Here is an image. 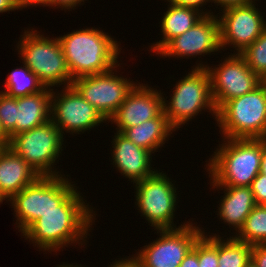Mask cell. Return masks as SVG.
I'll return each mask as SVG.
<instances>
[{
  "label": "cell",
  "mask_w": 266,
  "mask_h": 267,
  "mask_svg": "<svg viewBox=\"0 0 266 267\" xmlns=\"http://www.w3.org/2000/svg\"><path fill=\"white\" fill-rule=\"evenodd\" d=\"M80 194L76 187L56 210L42 214L22 234L25 240L50 253L73 243L82 246L97 214Z\"/></svg>",
  "instance_id": "cell-1"
},
{
  "label": "cell",
  "mask_w": 266,
  "mask_h": 267,
  "mask_svg": "<svg viewBox=\"0 0 266 267\" xmlns=\"http://www.w3.org/2000/svg\"><path fill=\"white\" fill-rule=\"evenodd\" d=\"M57 38L73 80L105 73L118 65L121 44L98 28H82Z\"/></svg>",
  "instance_id": "cell-2"
},
{
  "label": "cell",
  "mask_w": 266,
  "mask_h": 267,
  "mask_svg": "<svg viewBox=\"0 0 266 267\" xmlns=\"http://www.w3.org/2000/svg\"><path fill=\"white\" fill-rule=\"evenodd\" d=\"M222 139L225 143L219 144L206 164L210 184L250 187L260 172L262 139Z\"/></svg>",
  "instance_id": "cell-3"
},
{
  "label": "cell",
  "mask_w": 266,
  "mask_h": 267,
  "mask_svg": "<svg viewBox=\"0 0 266 267\" xmlns=\"http://www.w3.org/2000/svg\"><path fill=\"white\" fill-rule=\"evenodd\" d=\"M24 30L17 43L22 63L39 78L45 87L71 86L73 79L58 38L41 35L37 30Z\"/></svg>",
  "instance_id": "cell-4"
},
{
  "label": "cell",
  "mask_w": 266,
  "mask_h": 267,
  "mask_svg": "<svg viewBox=\"0 0 266 267\" xmlns=\"http://www.w3.org/2000/svg\"><path fill=\"white\" fill-rule=\"evenodd\" d=\"M220 133L229 139L266 138V89L253 91L227 101L218 111Z\"/></svg>",
  "instance_id": "cell-5"
},
{
  "label": "cell",
  "mask_w": 266,
  "mask_h": 267,
  "mask_svg": "<svg viewBox=\"0 0 266 267\" xmlns=\"http://www.w3.org/2000/svg\"><path fill=\"white\" fill-rule=\"evenodd\" d=\"M73 182L61 176H39L32 184L15 194L10 204L15 212L16 227L23 234L42 214L57 207L76 189Z\"/></svg>",
  "instance_id": "cell-6"
},
{
  "label": "cell",
  "mask_w": 266,
  "mask_h": 267,
  "mask_svg": "<svg viewBox=\"0 0 266 267\" xmlns=\"http://www.w3.org/2000/svg\"><path fill=\"white\" fill-rule=\"evenodd\" d=\"M170 101L164 98L163 108L169 125L176 131L202 110L217 119V109L211 94V80L206 67H195L179 80Z\"/></svg>",
  "instance_id": "cell-7"
},
{
  "label": "cell",
  "mask_w": 266,
  "mask_h": 267,
  "mask_svg": "<svg viewBox=\"0 0 266 267\" xmlns=\"http://www.w3.org/2000/svg\"><path fill=\"white\" fill-rule=\"evenodd\" d=\"M63 137L59 128L50 120L44 125L13 136L7 146L23 158L39 176H61L54 168V163L63 151Z\"/></svg>",
  "instance_id": "cell-8"
},
{
  "label": "cell",
  "mask_w": 266,
  "mask_h": 267,
  "mask_svg": "<svg viewBox=\"0 0 266 267\" xmlns=\"http://www.w3.org/2000/svg\"><path fill=\"white\" fill-rule=\"evenodd\" d=\"M167 177L166 173L156 171L150 177L135 183V205L141 212V216L146 217L148 223L154 230L176 229L187 225L176 227L173 222L174 212L177 208V189Z\"/></svg>",
  "instance_id": "cell-9"
},
{
  "label": "cell",
  "mask_w": 266,
  "mask_h": 267,
  "mask_svg": "<svg viewBox=\"0 0 266 267\" xmlns=\"http://www.w3.org/2000/svg\"><path fill=\"white\" fill-rule=\"evenodd\" d=\"M160 237L135 253L139 267H179L205 232L193 223L176 229L156 230Z\"/></svg>",
  "instance_id": "cell-10"
},
{
  "label": "cell",
  "mask_w": 266,
  "mask_h": 267,
  "mask_svg": "<svg viewBox=\"0 0 266 267\" xmlns=\"http://www.w3.org/2000/svg\"><path fill=\"white\" fill-rule=\"evenodd\" d=\"M198 63L195 67H206L211 80V94L217 111L229 100L253 91L261 84L241 54L234 53L225 57L223 63L215 68Z\"/></svg>",
  "instance_id": "cell-11"
},
{
  "label": "cell",
  "mask_w": 266,
  "mask_h": 267,
  "mask_svg": "<svg viewBox=\"0 0 266 267\" xmlns=\"http://www.w3.org/2000/svg\"><path fill=\"white\" fill-rule=\"evenodd\" d=\"M118 66L119 63L108 72L79 77L72 82V86L107 122L137 84L114 73Z\"/></svg>",
  "instance_id": "cell-12"
},
{
  "label": "cell",
  "mask_w": 266,
  "mask_h": 267,
  "mask_svg": "<svg viewBox=\"0 0 266 267\" xmlns=\"http://www.w3.org/2000/svg\"><path fill=\"white\" fill-rule=\"evenodd\" d=\"M51 94V121L61 134H80L90 130L106 120L102 115L71 85L59 93ZM74 133V134H73Z\"/></svg>",
  "instance_id": "cell-13"
},
{
  "label": "cell",
  "mask_w": 266,
  "mask_h": 267,
  "mask_svg": "<svg viewBox=\"0 0 266 267\" xmlns=\"http://www.w3.org/2000/svg\"><path fill=\"white\" fill-rule=\"evenodd\" d=\"M255 3L219 12L222 14L218 17L221 50L231 45L240 54L261 35L266 21Z\"/></svg>",
  "instance_id": "cell-14"
},
{
  "label": "cell",
  "mask_w": 266,
  "mask_h": 267,
  "mask_svg": "<svg viewBox=\"0 0 266 267\" xmlns=\"http://www.w3.org/2000/svg\"><path fill=\"white\" fill-rule=\"evenodd\" d=\"M219 50L221 46L218 15L211 14L204 15L189 30L172 39L158 55L163 58H189L209 55Z\"/></svg>",
  "instance_id": "cell-15"
},
{
  "label": "cell",
  "mask_w": 266,
  "mask_h": 267,
  "mask_svg": "<svg viewBox=\"0 0 266 267\" xmlns=\"http://www.w3.org/2000/svg\"><path fill=\"white\" fill-rule=\"evenodd\" d=\"M163 101L161 91L154 90L148 84L138 83L108 121L116 123V131L121 133L126 128L157 118L164 111Z\"/></svg>",
  "instance_id": "cell-16"
},
{
  "label": "cell",
  "mask_w": 266,
  "mask_h": 267,
  "mask_svg": "<svg viewBox=\"0 0 266 267\" xmlns=\"http://www.w3.org/2000/svg\"><path fill=\"white\" fill-rule=\"evenodd\" d=\"M112 145L114 148L111 153L112 164L133 184L150 177L157 171L151 167L152 153L135 145L120 132L115 133Z\"/></svg>",
  "instance_id": "cell-17"
},
{
  "label": "cell",
  "mask_w": 266,
  "mask_h": 267,
  "mask_svg": "<svg viewBox=\"0 0 266 267\" xmlns=\"http://www.w3.org/2000/svg\"><path fill=\"white\" fill-rule=\"evenodd\" d=\"M38 177V173L8 146L1 150L0 191L9 200Z\"/></svg>",
  "instance_id": "cell-18"
},
{
  "label": "cell",
  "mask_w": 266,
  "mask_h": 267,
  "mask_svg": "<svg viewBox=\"0 0 266 267\" xmlns=\"http://www.w3.org/2000/svg\"><path fill=\"white\" fill-rule=\"evenodd\" d=\"M212 188L224 190L218 213L221 221L236 230V234L243 227L244 222L250 212L257 205L250 187L240 186H220L212 185Z\"/></svg>",
  "instance_id": "cell-19"
},
{
  "label": "cell",
  "mask_w": 266,
  "mask_h": 267,
  "mask_svg": "<svg viewBox=\"0 0 266 267\" xmlns=\"http://www.w3.org/2000/svg\"><path fill=\"white\" fill-rule=\"evenodd\" d=\"M52 89L17 98L16 135L46 124L51 120Z\"/></svg>",
  "instance_id": "cell-20"
},
{
  "label": "cell",
  "mask_w": 266,
  "mask_h": 267,
  "mask_svg": "<svg viewBox=\"0 0 266 267\" xmlns=\"http://www.w3.org/2000/svg\"><path fill=\"white\" fill-rule=\"evenodd\" d=\"M175 130L169 125L164 111L157 117L140 125L124 129L121 134L152 154L165 144Z\"/></svg>",
  "instance_id": "cell-21"
},
{
  "label": "cell",
  "mask_w": 266,
  "mask_h": 267,
  "mask_svg": "<svg viewBox=\"0 0 266 267\" xmlns=\"http://www.w3.org/2000/svg\"><path fill=\"white\" fill-rule=\"evenodd\" d=\"M203 16L197 9L169 3L160 23L163 38L150 46L152 52L158 54L172 39L189 30Z\"/></svg>",
  "instance_id": "cell-22"
},
{
  "label": "cell",
  "mask_w": 266,
  "mask_h": 267,
  "mask_svg": "<svg viewBox=\"0 0 266 267\" xmlns=\"http://www.w3.org/2000/svg\"><path fill=\"white\" fill-rule=\"evenodd\" d=\"M5 81V90L0 92L12 98L39 93L46 88L24 63L23 67L12 70Z\"/></svg>",
  "instance_id": "cell-23"
},
{
  "label": "cell",
  "mask_w": 266,
  "mask_h": 267,
  "mask_svg": "<svg viewBox=\"0 0 266 267\" xmlns=\"http://www.w3.org/2000/svg\"><path fill=\"white\" fill-rule=\"evenodd\" d=\"M218 236V267H245L251 260L252 245L229 237Z\"/></svg>",
  "instance_id": "cell-24"
},
{
  "label": "cell",
  "mask_w": 266,
  "mask_h": 267,
  "mask_svg": "<svg viewBox=\"0 0 266 267\" xmlns=\"http://www.w3.org/2000/svg\"><path fill=\"white\" fill-rule=\"evenodd\" d=\"M233 236L252 246L266 244V205H256L238 234Z\"/></svg>",
  "instance_id": "cell-25"
},
{
  "label": "cell",
  "mask_w": 266,
  "mask_h": 267,
  "mask_svg": "<svg viewBox=\"0 0 266 267\" xmlns=\"http://www.w3.org/2000/svg\"><path fill=\"white\" fill-rule=\"evenodd\" d=\"M247 66L260 78L266 74V28L243 52Z\"/></svg>",
  "instance_id": "cell-26"
},
{
  "label": "cell",
  "mask_w": 266,
  "mask_h": 267,
  "mask_svg": "<svg viewBox=\"0 0 266 267\" xmlns=\"http://www.w3.org/2000/svg\"><path fill=\"white\" fill-rule=\"evenodd\" d=\"M17 98H12L0 92V121L3 126V144L16 135Z\"/></svg>",
  "instance_id": "cell-27"
},
{
  "label": "cell",
  "mask_w": 266,
  "mask_h": 267,
  "mask_svg": "<svg viewBox=\"0 0 266 267\" xmlns=\"http://www.w3.org/2000/svg\"><path fill=\"white\" fill-rule=\"evenodd\" d=\"M199 267H218V236L203 233L198 238Z\"/></svg>",
  "instance_id": "cell-28"
},
{
  "label": "cell",
  "mask_w": 266,
  "mask_h": 267,
  "mask_svg": "<svg viewBox=\"0 0 266 267\" xmlns=\"http://www.w3.org/2000/svg\"><path fill=\"white\" fill-rule=\"evenodd\" d=\"M257 205H266V175L259 172L250 185Z\"/></svg>",
  "instance_id": "cell-29"
},
{
  "label": "cell",
  "mask_w": 266,
  "mask_h": 267,
  "mask_svg": "<svg viewBox=\"0 0 266 267\" xmlns=\"http://www.w3.org/2000/svg\"><path fill=\"white\" fill-rule=\"evenodd\" d=\"M251 260L257 267H266V244L252 246Z\"/></svg>",
  "instance_id": "cell-30"
},
{
  "label": "cell",
  "mask_w": 266,
  "mask_h": 267,
  "mask_svg": "<svg viewBox=\"0 0 266 267\" xmlns=\"http://www.w3.org/2000/svg\"><path fill=\"white\" fill-rule=\"evenodd\" d=\"M166 1H168L169 3L174 4V5L197 9L203 15L214 14L213 12L210 13V11L204 12L203 9H202V11L200 10L202 6L207 4V2L210 3L211 2L210 0H166Z\"/></svg>",
  "instance_id": "cell-31"
},
{
  "label": "cell",
  "mask_w": 266,
  "mask_h": 267,
  "mask_svg": "<svg viewBox=\"0 0 266 267\" xmlns=\"http://www.w3.org/2000/svg\"><path fill=\"white\" fill-rule=\"evenodd\" d=\"M179 267H199L198 262V239L194 243L193 248L184 257Z\"/></svg>",
  "instance_id": "cell-32"
},
{
  "label": "cell",
  "mask_w": 266,
  "mask_h": 267,
  "mask_svg": "<svg viewBox=\"0 0 266 267\" xmlns=\"http://www.w3.org/2000/svg\"><path fill=\"white\" fill-rule=\"evenodd\" d=\"M86 0H49V7L51 8L54 6L60 7L62 10L67 9L70 11V9L74 10L76 6H79L82 2L84 3Z\"/></svg>",
  "instance_id": "cell-33"
},
{
  "label": "cell",
  "mask_w": 266,
  "mask_h": 267,
  "mask_svg": "<svg viewBox=\"0 0 266 267\" xmlns=\"http://www.w3.org/2000/svg\"><path fill=\"white\" fill-rule=\"evenodd\" d=\"M210 1L211 3L217 4V6L220 5L221 9L224 10L229 7L252 4L256 0H210Z\"/></svg>",
  "instance_id": "cell-34"
},
{
  "label": "cell",
  "mask_w": 266,
  "mask_h": 267,
  "mask_svg": "<svg viewBox=\"0 0 266 267\" xmlns=\"http://www.w3.org/2000/svg\"><path fill=\"white\" fill-rule=\"evenodd\" d=\"M16 4L18 6V8L21 10V9H24L26 7H29V6H49V0H16Z\"/></svg>",
  "instance_id": "cell-35"
},
{
  "label": "cell",
  "mask_w": 266,
  "mask_h": 267,
  "mask_svg": "<svg viewBox=\"0 0 266 267\" xmlns=\"http://www.w3.org/2000/svg\"><path fill=\"white\" fill-rule=\"evenodd\" d=\"M128 256V258H121V260H118L113 262L109 267H139L138 262L134 255L132 257Z\"/></svg>",
  "instance_id": "cell-36"
},
{
  "label": "cell",
  "mask_w": 266,
  "mask_h": 267,
  "mask_svg": "<svg viewBox=\"0 0 266 267\" xmlns=\"http://www.w3.org/2000/svg\"><path fill=\"white\" fill-rule=\"evenodd\" d=\"M16 0H0V13L18 10Z\"/></svg>",
  "instance_id": "cell-37"
},
{
  "label": "cell",
  "mask_w": 266,
  "mask_h": 267,
  "mask_svg": "<svg viewBox=\"0 0 266 267\" xmlns=\"http://www.w3.org/2000/svg\"><path fill=\"white\" fill-rule=\"evenodd\" d=\"M260 173L266 175V138H262V159Z\"/></svg>",
  "instance_id": "cell-38"
},
{
  "label": "cell",
  "mask_w": 266,
  "mask_h": 267,
  "mask_svg": "<svg viewBox=\"0 0 266 267\" xmlns=\"http://www.w3.org/2000/svg\"><path fill=\"white\" fill-rule=\"evenodd\" d=\"M57 267H82V265L81 264L80 265L76 264V265L73 266V264H62V265H58Z\"/></svg>",
  "instance_id": "cell-39"
},
{
  "label": "cell",
  "mask_w": 266,
  "mask_h": 267,
  "mask_svg": "<svg viewBox=\"0 0 266 267\" xmlns=\"http://www.w3.org/2000/svg\"><path fill=\"white\" fill-rule=\"evenodd\" d=\"M0 142L3 143V126L1 121H0Z\"/></svg>",
  "instance_id": "cell-40"
},
{
  "label": "cell",
  "mask_w": 266,
  "mask_h": 267,
  "mask_svg": "<svg viewBox=\"0 0 266 267\" xmlns=\"http://www.w3.org/2000/svg\"><path fill=\"white\" fill-rule=\"evenodd\" d=\"M9 201V199L0 191V203H3V201Z\"/></svg>",
  "instance_id": "cell-41"
},
{
  "label": "cell",
  "mask_w": 266,
  "mask_h": 267,
  "mask_svg": "<svg viewBox=\"0 0 266 267\" xmlns=\"http://www.w3.org/2000/svg\"><path fill=\"white\" fill-rule=\"evenodd\" d=\"M261 84L265 87L266 89V74H264L262 77H261Z\"/></svg>",
  "instance_id": "cell-42"
},
{
  "label": "cell",
  "mask_w": 266,
  "mask_h": 267,
  "mask_svg": "<svg viewBox=\"0 0 266 267\" xmlns=\"http://www.w3.org/2000/svg\"><path fill=\"white\" fill-rule=\"evenodd\" d=\"M245 267H257V266L255 265V263L252 260H250Z\"/></svg>",
  "instance_id": "cell-43"
},
{
  "label": "cell",
  "mask_w": 266,
  "mask_h": 267,
  "mask_svg": "<svg viewBox=\"0 0 266 267\" xmlns=\"http://www.w3.org/2000/svg\"><path fill=\"white\" fill-rule=\"evenodd\" d=\"M5 147V145L3 143L0 142V152L1 150Z\"/></svg>",
  "instance_id": "cell-44"
}]
</instances>
